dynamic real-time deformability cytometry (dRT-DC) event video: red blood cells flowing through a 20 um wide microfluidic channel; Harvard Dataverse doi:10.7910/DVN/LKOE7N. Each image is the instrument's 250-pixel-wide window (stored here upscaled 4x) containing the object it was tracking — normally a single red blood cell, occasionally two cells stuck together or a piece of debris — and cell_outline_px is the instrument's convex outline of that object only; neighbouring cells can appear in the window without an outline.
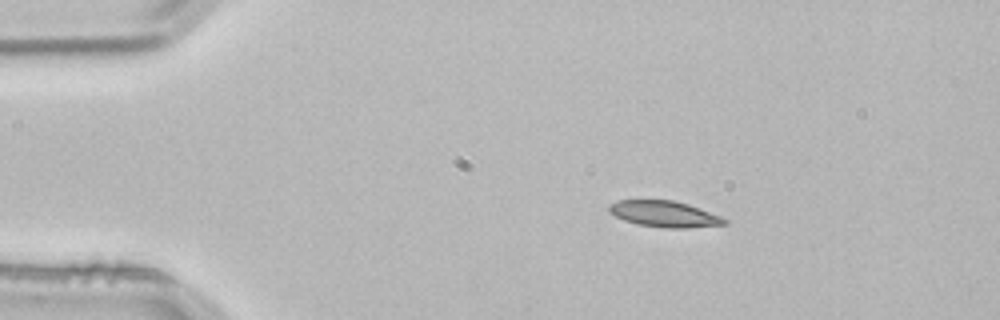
{"species": "common noctule bat (a hibernating species)", "species_latin": "Nyctalus noctula", "temperature_condition": "room temperature", "stored_images_in_passage": 2, "camera_frame_rate_fps": 3000, "um_per_image_px": 0.085, "animal": {"sex": "male", "body_mass_g": 21.5, "forearm_length_mm": 52.0}, "frame": {"image": 1, "passage_image": 2, "time_ms": 0.333, "image_size_px": [1000, 320], "cell_outline_px": [[728, 224], [688, 228], [664, 228], [636, 224], [624, 220], [608, 212], [608, 204], [616, 200], [672, 200], [688, 204], [700, 208], [720, 216], [728, 220]], "centroid_in_image_um": [56.45, 18.19], "position_along_channel_um": 28.5, "area_um2": 17.74}}